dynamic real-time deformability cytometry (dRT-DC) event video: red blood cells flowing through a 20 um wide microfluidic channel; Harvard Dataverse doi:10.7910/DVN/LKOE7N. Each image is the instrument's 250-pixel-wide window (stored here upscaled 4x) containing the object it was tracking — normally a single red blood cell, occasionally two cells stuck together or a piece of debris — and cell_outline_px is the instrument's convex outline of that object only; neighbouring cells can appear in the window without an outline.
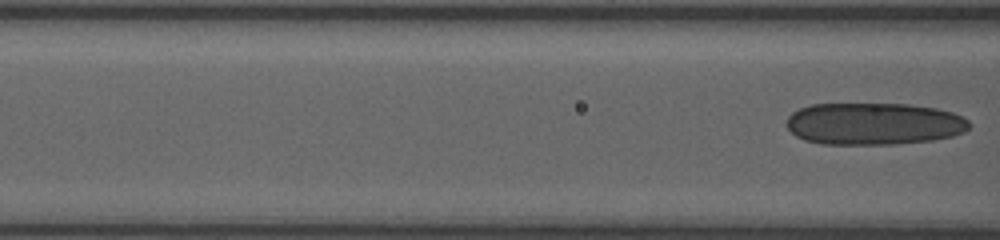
{"species": "human", "species_latin": "Homo sapiens", "temperature_condition": "room temperature", "stored_images_in_passage": 9, "segment_of_instrument_passage": [2, 2], "camera_frame_rate_fps": 3000, "um_per_image_px": 0.085, "donor": {"sex": "female"}, "frame": {"image": 1, "passage_image": 9, "time_ms": 6.667, "image_size_px": [1000, 240], "cell_outline_px": [[972, 124], [964, 132], [952, 136], [932, 140], [896, 144], [824, 144], [804, 140], [796, 136], [784, 124], [788, 116], [792, 112], [800, 108], [812, 104], [908, 104], [936, 108], [952, 112], [964, 116]], "centroid_in_image_um": [74.28, 10.52], "position_along_channel_um": 92.3, "area_um2": 45.14}}